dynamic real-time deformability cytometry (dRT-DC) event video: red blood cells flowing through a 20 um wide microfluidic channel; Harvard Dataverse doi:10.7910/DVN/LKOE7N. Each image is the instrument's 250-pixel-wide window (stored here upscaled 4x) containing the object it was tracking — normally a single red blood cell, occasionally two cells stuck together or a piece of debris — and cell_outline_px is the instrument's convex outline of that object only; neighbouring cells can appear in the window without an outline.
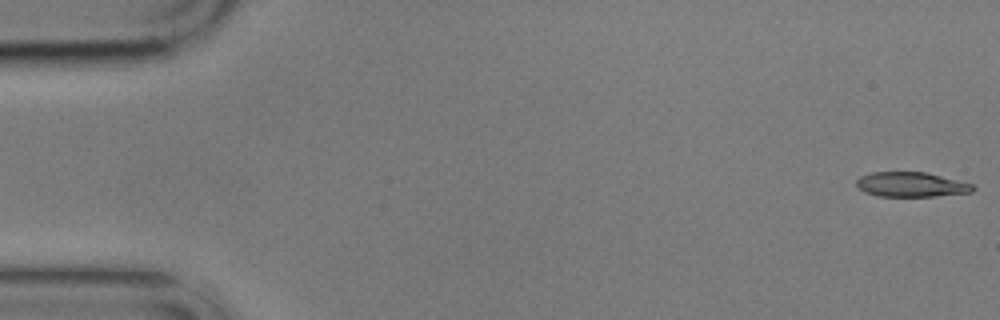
{"species": "common noctule bat (a hibernating species)", "species_latin": "Nyctalus noctula", "temperature_condition": "cold", "stored_images_in_passage": 7, "camera_frame_rate_fps": 3000, "um_per_image_px": 0.085, "animal": {"sex": "male", "body_mass_g": 17.9}, "frame": {"image": 1, "passage_image": 1, "time_ms": 0.0, "image_size_px": [1000, 320], "cell_outline_px": [[976, 188], [972, 192], [936, 196], [880, 196], [864, 192], [856, 188], [856, 180], [860, 176], [872, 172], [924, 172], [972, 184]], "centroid_in_image_um": [77.4, 15.69], "position_along_channel_um": 7.6, "area_um2": 16.7}}
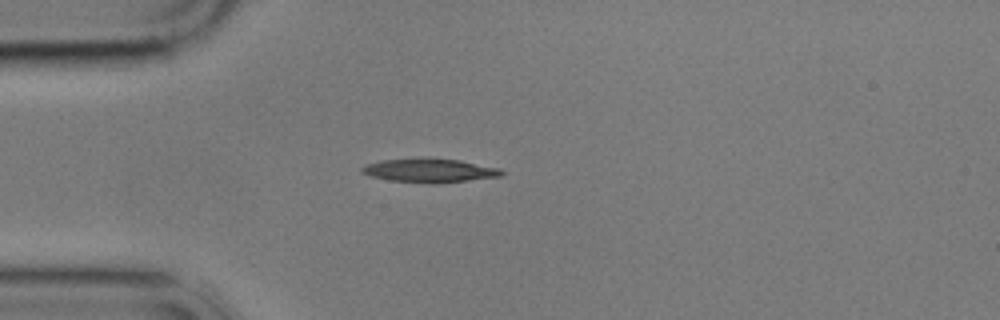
{"frame": {"image": 2, "passage_image": 5, "time_ms": 4.667, "image_size_px": [1000, 320], "cell_outline_px": [[504, 172], [500, 176], [436, 184], [392, 180], [372, 176], [360, 172], [360, 168], [368, 164], [380, 160], [424, 156], [428, 156], [460, 160], [500, 168]], "centroid_in_image_um": [36.5, 14.45], "position_along_channel_um": 48.5, "area_um2": 19.71}}
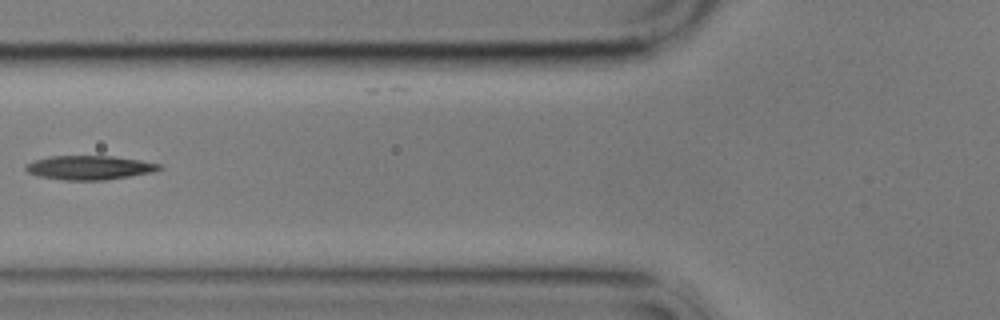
{"frame": {"image": 3, "passage_image": 7, "time_ms": 7.0, "image_size_px": [1000, 320], "cell_outline_px": [[164, 168], [152, 172], [104, 180], [64, 180], [36, 176], [28, 172], [24, 168], [24, 164], [48, 156], [112, 156], [140, 160], [160, 164]], "centroid_in_image_um": [7.56, 14.24], "position_along_channel_um": 118.2, "area_um2": 18.73}}